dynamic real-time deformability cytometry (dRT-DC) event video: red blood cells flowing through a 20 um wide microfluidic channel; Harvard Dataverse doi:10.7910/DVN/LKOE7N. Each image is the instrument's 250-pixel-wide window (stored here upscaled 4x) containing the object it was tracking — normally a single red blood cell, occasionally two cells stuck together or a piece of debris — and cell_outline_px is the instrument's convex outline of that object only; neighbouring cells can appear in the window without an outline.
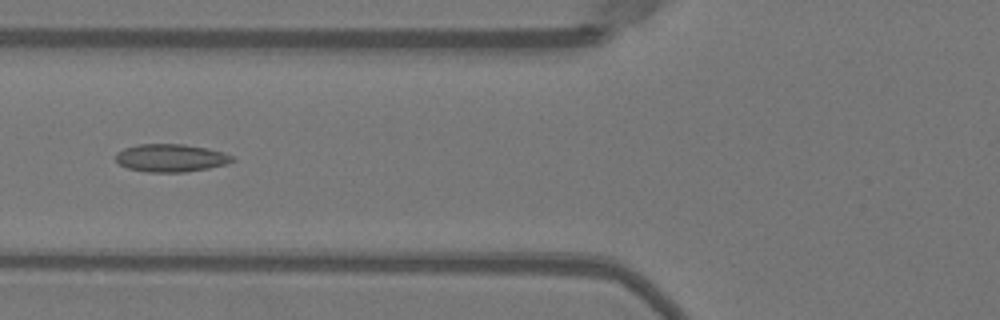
{"species": "Egyptian fruit bat (a non-hibernating species)", "species_latin": "Rousettus aegyptiacus", "temperature_condition": "warm", "stored_images_in_passage": 51, "camera_frame_rate_fps": 3000, "um_per_image_px": 0.085, "animal": {"sex": "female"}, "frame": {"image": 1, "passage_image": 20, "time_ms": 6.333, "image_size_px": [1000, 320], "cell_outline_px": [[236, 160], [224, 164], [208, 168], [184, 172], [148, 172], [128, 168], [120, 164], [116, 160], [116, 152], [124, 148], [136, 144], [184, 144], [224, 152], [232, 156]], "centroid_in_image_um": [14.49, 13.42], "position_along_channel_um": 111.3, "area_um2": 18.79}}
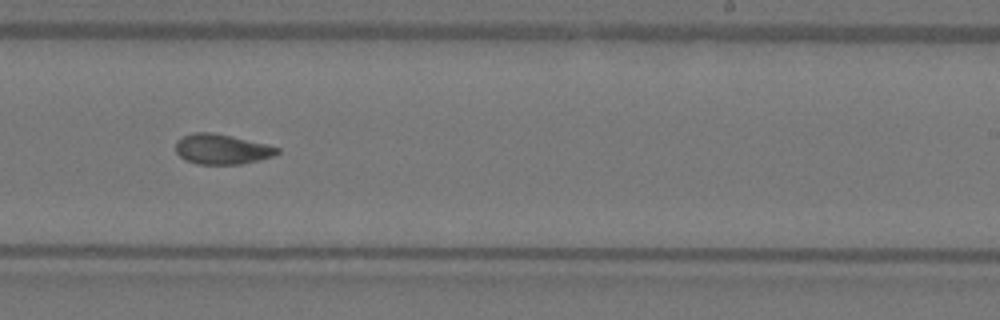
{"frame": {"image": 2, "passage_image": 32, "time_ms": 10.333, "image_size_px": [1000, 320], "cell_outline_px": [[280, 152], [272, 156], [240, 164], [196, 164], [184, 160], [176, 152], [176, 140], [192, 132], [212, 132], [232, 136], [268, 144], [280, 148]], "centroid_in_image_um": [18.83, 12.67], "position_along_channel_um": 270.2, "area_um2": 17.86}}
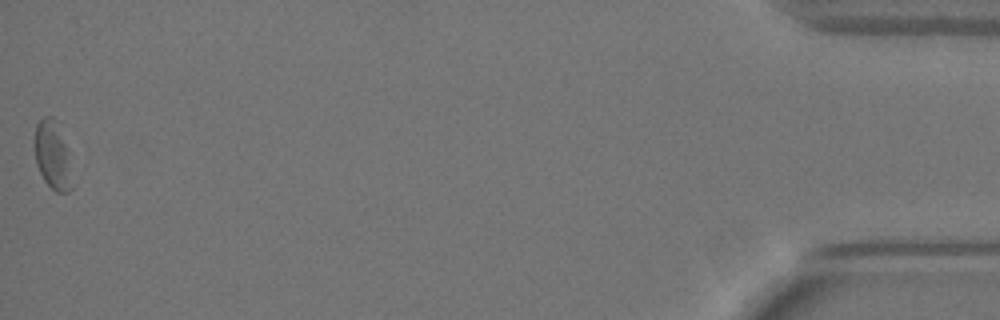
{"frame": {"image": 3, "passage_image": 51, "time_ms": 16.667, "image_size_px": [1000, 320], "cell_outline_px": [[72, 188], [68, 192], [56, 192], [44, 180], [36, 164], [36, 124], [44, 116], [52, 116], [56, 120], [68, 152]], "centroid_in_image_um": [4.48, 13.2], "position_along_channel_um": 430.7, "area_um2": 14.45}, "authors_computed_cell_mechanics": {"area_um2": 18.1492, "velocity_mm_per_s": 3.9826, "shape_relaxation_time_tau1_ms": null, "shape_relaxation_time_tau2_ms": 3.5298, "deformation_change_tau1": null, "deformation_change_tau2": 0.083}}